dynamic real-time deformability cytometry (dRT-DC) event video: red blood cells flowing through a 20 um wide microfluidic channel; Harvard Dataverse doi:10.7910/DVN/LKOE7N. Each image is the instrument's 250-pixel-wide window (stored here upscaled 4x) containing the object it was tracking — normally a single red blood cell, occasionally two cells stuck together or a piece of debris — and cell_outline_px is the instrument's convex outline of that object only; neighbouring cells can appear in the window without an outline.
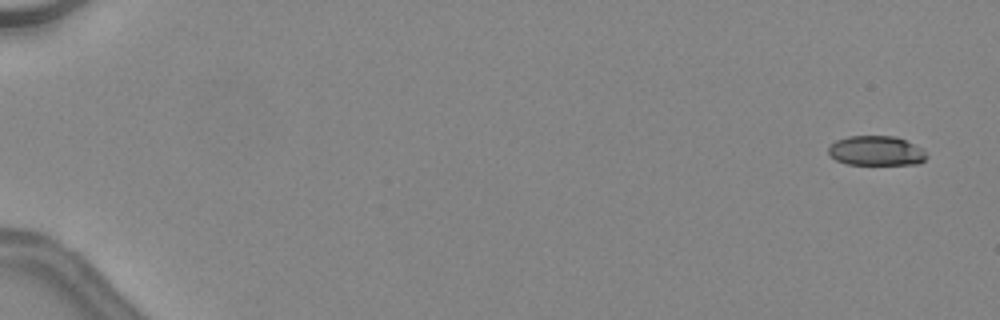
{"species": "common noctule bat (a hibernating species)", "species_latin": "Nyctalus noctula", "temperature_condition": "warm", "stored_images_in_passage": 46, "camera_frame_rate_fps": 3000, "um_per_image_px": 0.085, "animal": {"sex": "female", "body_mass_g": 24.6, "forearm_length_mm": 56.2}, "frame": {"image": 1, "passage_image": 1, "time_ms": 0.0, "image_size_px": [1000, 320], "cell_outline_px": [[928, 156], [920, 164], [848, 164], [836, 160], [828, 152], [828, 148], [836, 140], [848, 136], [896, 136], [924, 148]], "centroid_in_image_um": [74.52, 12.81], "position_along_channel_um": 10.5, "area_um2": 17.05}}
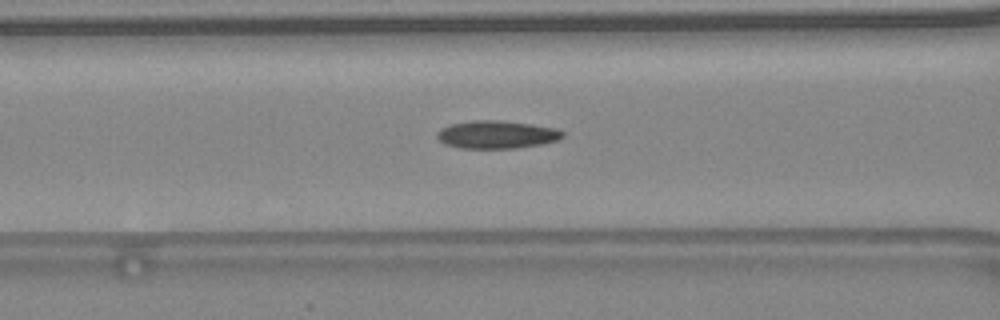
{"frame": {"image": 2, "passage_image": 21, "time_ms": 6.667, "image_size_px": [1000, 320], "cell_outline_px": [[564, 136], [560, 140], [544, 144], [516, 148], [460, 148], [444, 144], [436, 136], [436, 132], [440, 128], [448, 124], [472, 120], [500, 120], [532, 124], [556, 128], [564, 132]], "centroid_in_image_um": [42.22, 11.43], "position_along_channel_um": 124.4, "area_um2": 20.75}}
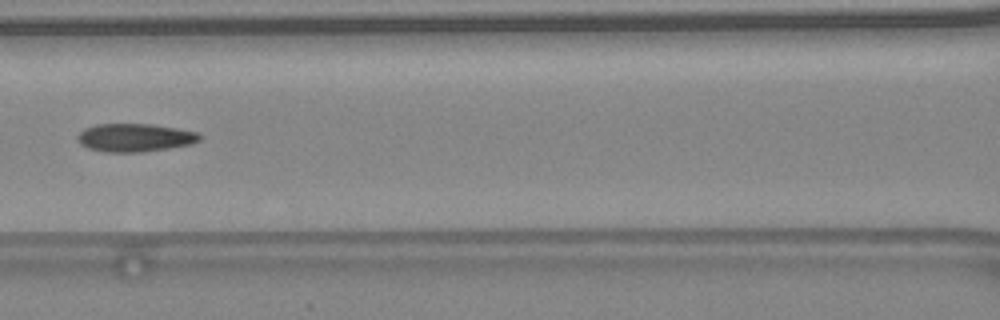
{"frame": {"image": 3, "passage_image": 23, "time_ms": 7.333, "image_size_px": [1000, 320], "cell_outline_px": [[200, 140], [192, 144], [168, 148], [140, 152], [104, 152], [88, 148], [80, 144], [76, 136], [84, 128], [96, 124], [152, 124], [200, 132]], "centroid_in_image_um": [11.46, 11.69], "position_along_channel_um": 155.1, "area_um2": 20.11}, "authors_computed_cell_mechanics": {"area_um2": 19.6809, "velocity_mm_per_s": 4.5529, "shape_relaxation_time_tau1_ms": 5.716, "shape_relaxation_time_tau2_ms": 2.1674, "deformation_change_tau1": 0.1978, "deformation_change_tau2": 0.1138}}